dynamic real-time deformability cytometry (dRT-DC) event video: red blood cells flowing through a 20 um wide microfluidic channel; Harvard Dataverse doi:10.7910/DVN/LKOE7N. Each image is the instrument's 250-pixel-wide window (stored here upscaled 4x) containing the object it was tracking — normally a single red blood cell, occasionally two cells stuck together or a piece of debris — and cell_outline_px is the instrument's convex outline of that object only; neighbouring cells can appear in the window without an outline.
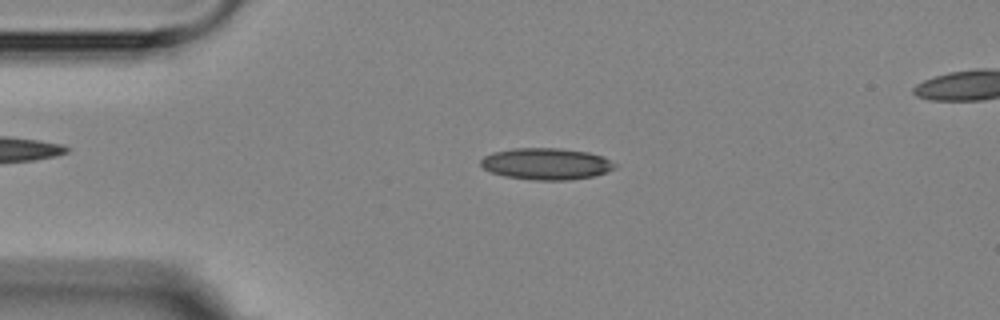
{"species": "Egyptian fruit bat (a non-hibernating species)", "species_latin": "Rousettus aegyptiacus", "temperature_condition": "room temperature", "stored_images_in_passage": 3, "segment_of_instrument_passage": [1, 2], "camera_frame_rate_fps": 3000, "um_per_image_px": 0.085, "animal": {"sex": "female"}, "frame": {"image": 1, "passage_image": 2, "time_ms": 2.0, "image_size_px": [1000, 320], "cell_outline_px": [[616, 168], [608, 172], [592, 176], [568, 180], [532, 180], [504, 176], [492, 172], [484, 168], [480, 164], [480, 160], [484, 156], [492, 152], [512, 148], [560, 148], [588, 152], [604, 156], [616, 164]], "centroid_in_image_um": [46.44, 13.92], "position_along_channel_um": 38.6, "area_um2": 24.85}}